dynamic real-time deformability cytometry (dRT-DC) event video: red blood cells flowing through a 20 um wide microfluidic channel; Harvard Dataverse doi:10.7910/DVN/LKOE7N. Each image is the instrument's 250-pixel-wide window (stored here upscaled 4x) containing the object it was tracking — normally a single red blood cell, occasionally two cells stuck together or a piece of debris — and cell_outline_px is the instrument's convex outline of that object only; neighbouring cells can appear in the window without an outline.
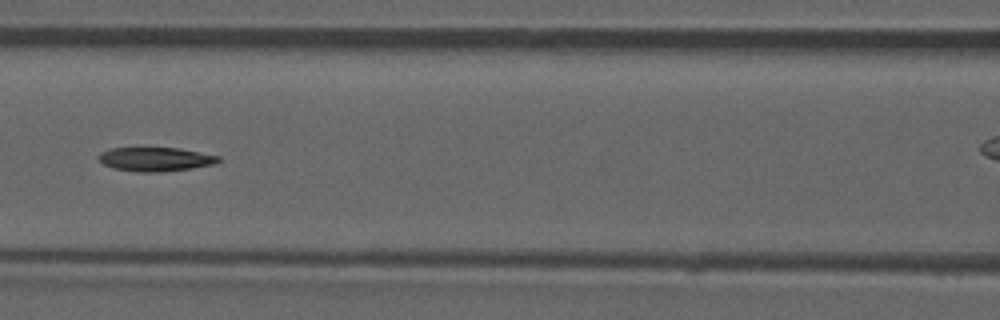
{"species": "common noctule bat (a hibernating species)", "species_latin": "Nyctalus noctula", "temperature_condition": "room temperature", "stored_images_in_passage": 6, "camera_frame_rate_fps": 3000, "um_per_image_px": 0.085, "animal": {"sex": "male", "forearm_length_mm": 52.5}, "frame": {"image": 1, "passage_image": 5, "time_ms": 5.333, "image_size_px": [1000, 320], "cell_outline_px": [[220, 160], [216, 164], [192, 168], [160, 172], [136, 172], [112, 168], [104, 164], [96, 156], [100, 152], [112, 148], [180, 148], [220, 156]], "centroid_in_image_um": [13.21, 13.54], "position_along_channel_um": 153.4, "area_um2": 16.82}}